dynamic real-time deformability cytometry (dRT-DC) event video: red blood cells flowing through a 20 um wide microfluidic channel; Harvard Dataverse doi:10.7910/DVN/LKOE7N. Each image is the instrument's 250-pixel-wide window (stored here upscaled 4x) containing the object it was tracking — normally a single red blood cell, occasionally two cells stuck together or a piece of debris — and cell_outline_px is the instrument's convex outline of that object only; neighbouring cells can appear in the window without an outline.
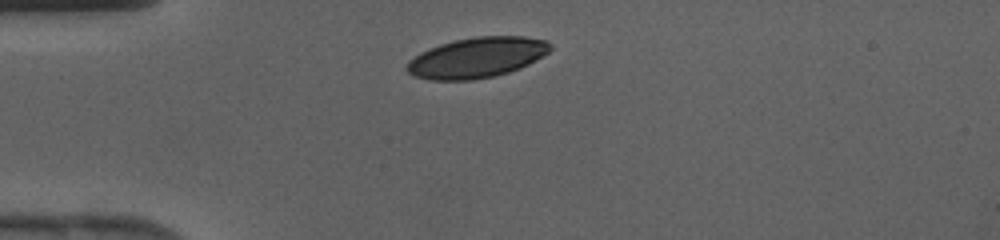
{"species": "human", "species_latin": "Homo sapiens", "temperature_condition": "cold", "stored_images_in_passage": 27, "camera_frame_rate_fps": 3000, "um_per_image_px": 0.085, "donor": {"sex": "female"}, "frame": {"image": 1, "passage_image": 1, "time_ms": 0.0, "image_size_px": [1000, 240], "cell_outline_px": [[552, 48], [548, 52], [528, 64], [520, 68], [496, 76], [472, 80], [432, 80], [416, 76], [408, 72], [404, 68], [408, 60], [420, 52], [440, 44], [456, 40], [476, 36], [524, 36], [548, 40], [552, 44]], "centroid_in_image_um": [40.54, 4.89], "position_along_channel_um": 44.5, "area_um2": 33.81}}
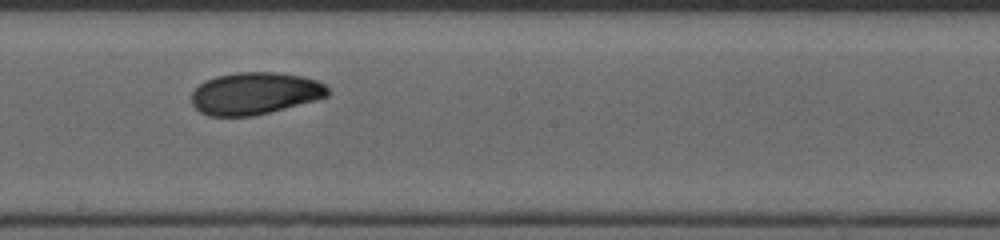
{"frame": {"image": 2, "passage_image": 14, "time_ms": 4.333, "image_size_px": [1000, 240], "cell_outline_px": [[328, 96], [316, 100], [252, 116], [208, 116], [200, 112], [192, 104], [192, 92], [200, 84], [216, 76], [236, 72], [276, 72], [304, 76], [316, 80], [324, 84], [328, 88]], "centroid_in_image_um": [21.66, 7.93], "position_along_channel_um": 226.5, "area_um2": 33.35}}
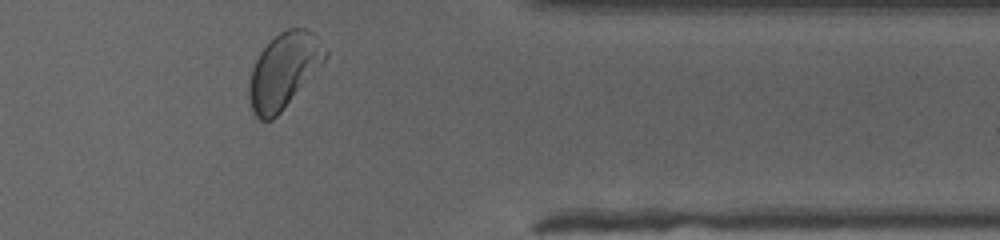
{"frame": {"image": 3, "passage_image": 25, "time_ms": 8.0, "image_size_px": [1000, 240], "cell_outline_px": [[328, 56], [280, 112], [272, 120], [260, 120], [252, 112], [248, 96], [248, 88], [252, 68], [260, 52], [280, 32], [288, 28], [304, 28], [312, 32], [316, 36], [328, 52]], "centroid_in_image_um": [24.09, 6.0], "position_along_channel_um": 387.3, "area_um2": 32.66}}